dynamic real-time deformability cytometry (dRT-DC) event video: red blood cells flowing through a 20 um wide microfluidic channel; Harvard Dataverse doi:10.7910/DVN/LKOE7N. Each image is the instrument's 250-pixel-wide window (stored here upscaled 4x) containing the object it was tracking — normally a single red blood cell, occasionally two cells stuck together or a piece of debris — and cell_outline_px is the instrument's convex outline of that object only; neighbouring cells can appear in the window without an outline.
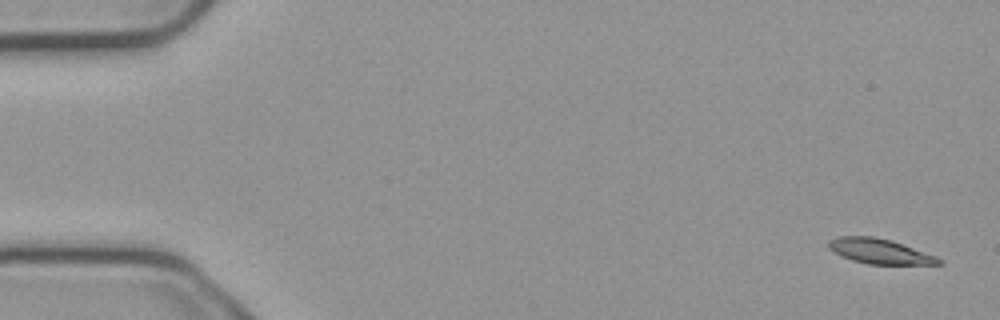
{"species": "common noctule bat (a hibernating species)", "species_latin": "Nyctalus noctula", "temperature_condition": "cold", "stored_images_in_passage": 4, "camera_frame_rate_fps": 3000, "um_per_image_px": 0.085, "animal": {"sex": "male", "body_mass_g": 23.1, "forearm_length_mm": 52.7}, "frame": {"image": 1, "passage_image": 1, "time_ms": 0.0, "image_size_px": [1000, 320], "cell_outline_px": [[944, 264], [868, 264], [852, 260], [828, 248], [828, 240], [836, 236], [876, 236], [892, 240], [936, 256], [944, 260]], "centroid_in_image_um": [74.79, 21.34], "position_along_channel_um": 10.2, "area_um2": 16.07}}
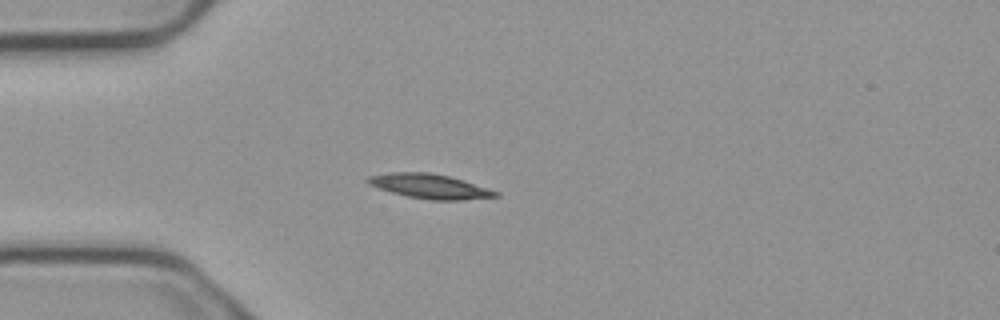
{"frame": {"image": 2, "passage_image": 4, "time_ms": 1.0, "image_size_px": [1000, 320], "cell_outline_px": [[500, 196], [464, 200], [432, 200], [408, 196], [392, 192], [368, 184], [364, 180], [368, 176], [388, 172], [428, 172], [448, 176], [464, 180], [500, 192]], "centroid_in_image_um": [36.54, 15.83], "position_along_channel_um": 48.5, "area_um2": 18.26}}